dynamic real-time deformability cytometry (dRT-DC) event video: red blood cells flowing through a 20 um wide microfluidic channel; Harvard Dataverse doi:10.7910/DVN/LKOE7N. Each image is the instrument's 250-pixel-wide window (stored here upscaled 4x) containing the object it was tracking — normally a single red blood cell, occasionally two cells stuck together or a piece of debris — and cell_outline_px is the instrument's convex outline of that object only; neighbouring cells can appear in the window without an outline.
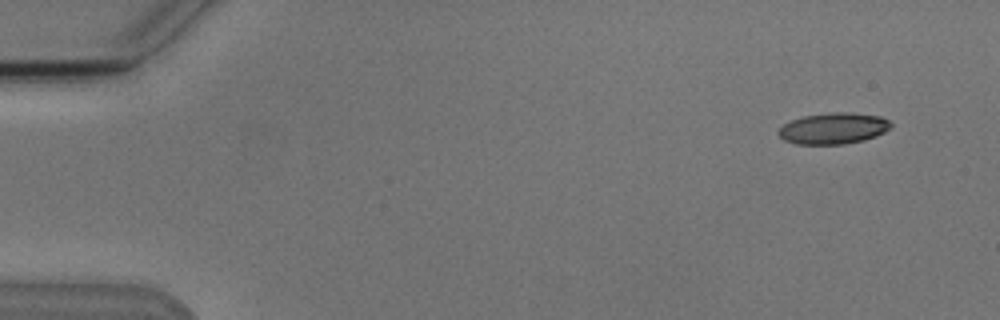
{"species": "Egyptian fruit bat (a non-hibernating species)", "species_latin": "Rousettus aegyptiacus", "temperature_condition": "cold", "stored_images_in_passage": 7, "camera_frame_rate_fps": 3000, "um_per_image_px": 0.085, "animal": {"sex": "male"}, "frame": {"image": 1, "passage_image": 1, "time_ms": 0.0, "image_size_px": [1000, 320], "cell_outline_px": [[892, 128], [876, 136], [864, 140], [844, 144], [796, 144], [784, 140], [776, 132], [784, 124], [792, 120], [804, 116], [832, 112], [848, 112], [880, 116], [888, 120], [892, 124]], "centroid_in_image_um": [70.85, 10.91], "position_along_channel_um": 14.1, "area_um2": 20.46}}
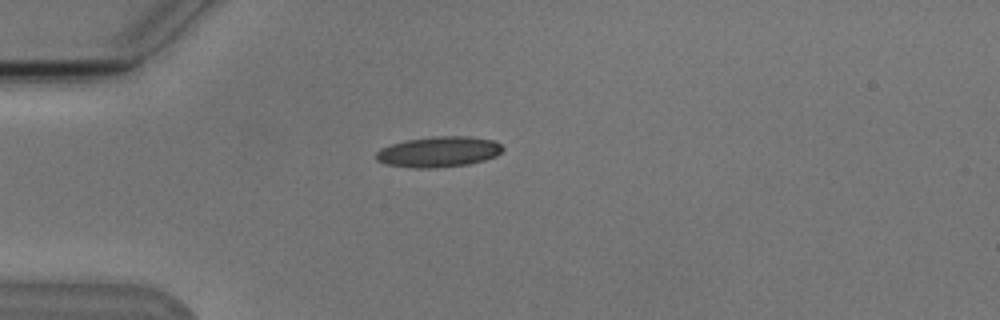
{"frame": {"image": 2, "passage_image": 4, "time_ms": 3.667, "image_size_px": [1000, 320], "cell_outline_px": [[504, 148], [496, 156], [484, 160], [468, 164], [436, 168], [416, 168], [388, 164], [376, 160], [376, 152], [380, 148], [404, 140], [432, 136], [468, 136], [492, 140], [500, 144]], "centroid_in_image_um": [37.28, 12.9], "position_along_channel_um": 47.7, "area_um2": 22.54}}
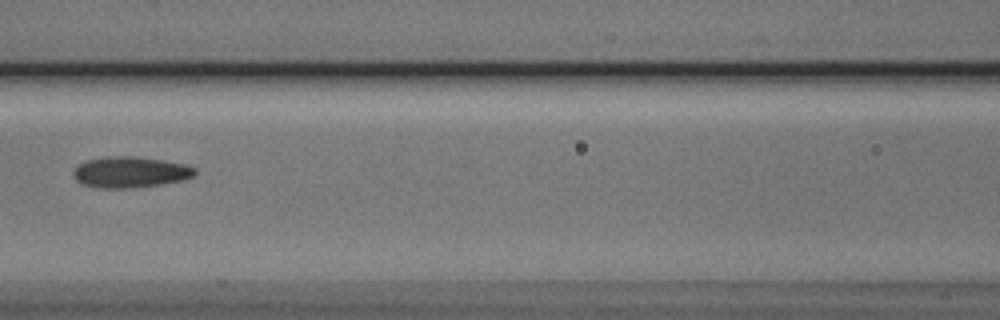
{"frame": {"image": 3, "passage_image": 7, "time_ms": 7.0, "image_size_px": [1000, 320], "cell_outline_px": [[196, 172], [192, 176], [184, 180], [160, 184], [124, 188], [96, 188], [84, 184], [76, 180], [72, 176], [72, 172], [80, 164], [88, 160], [112, 156], [136, 156], [164, 160], [184, 164], [196, 168]], "centroid_in_image_um": [11.07, 14.63], "position_along_channel_um": 155.5, "area_um2": 21.79}}